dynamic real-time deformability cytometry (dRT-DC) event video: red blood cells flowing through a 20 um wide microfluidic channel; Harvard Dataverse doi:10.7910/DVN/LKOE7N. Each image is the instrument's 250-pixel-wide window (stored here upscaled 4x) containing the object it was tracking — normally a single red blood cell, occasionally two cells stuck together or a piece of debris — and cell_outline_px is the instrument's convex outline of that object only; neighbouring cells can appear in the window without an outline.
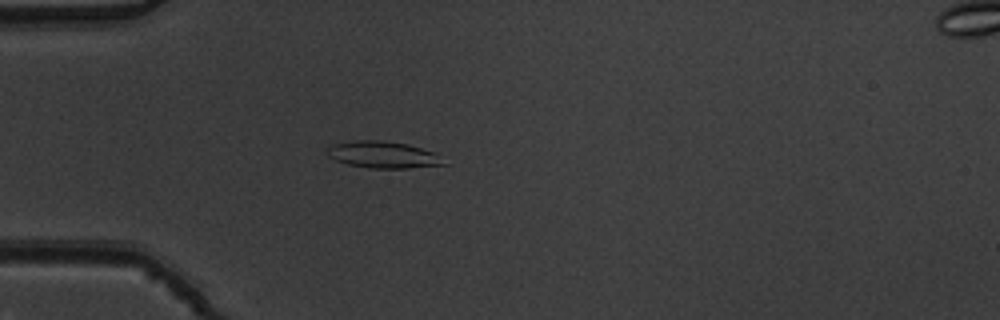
{"species": "common noctule bat (a hibernating species)", "species_latin": "Nyctalus noctula", "temperature_condition": "warm", "stored_images_in_passage": 43, "camera_frame_rate_fps": 3000, "um_per_image_px": 0.085, "animal": {"sex": "male", "body_mass_g": 19.5, "forearm_length_mm": 54.6}, "frame": {"image": 1, "passage_image": 6, "time_ms": 1.667, "image_size_px": [1000, 320], "cell_outline_px": [[448, 164], [408, 168], [368, 168], [348, 164], [336, 160], [328, 156], [324, 152], [332, 144], [352, 140], [384, 140], [408, 144], [432, 152]], "centroid_in_image_um": [32.49, 13.14], "position_along_channel_um": 52.5, "area_um2": 18.15}}
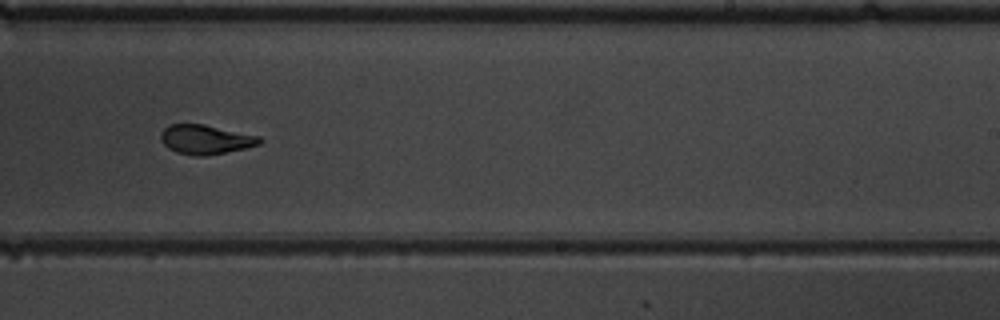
{"frame": {"image": 2, "passage_image": 24, "time_ms": 7.667, "image_size_px": [1000, 320], "cell_outline_px": [[264, 140], [260, 144], [248, 148], [208, 156], [196, 156], [176, 152], [168, 148], [160, 140], [160, 132], [168, 124], [204, 124], [260, 136]], "centroid_in_image_um": [17.49, 11.86], "position_along_channel_um": 271.5, "area_um2": 17.22}}
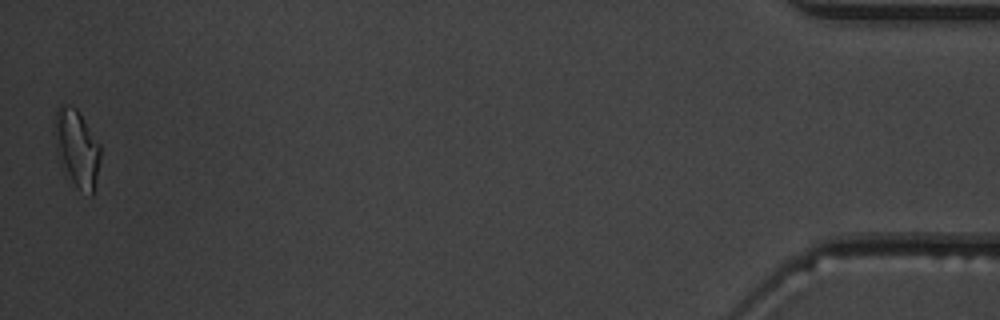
{"frame": {"image": 3, "passage_image": 43, "time_ms": 14.0, "image_size_px": [1000, 320], "cell_outline_px": [[100, 160], [92, 196], [88, 196], [72, 180], [60, 164], [56, 152], [56, 108], [60, 104], [68, 104], [76, 108], [80, 112], [100, 144]], "centroid_in_image_um": [6.55, 12.56], "position_along_channel_um": 428.6, "area_um2": 20.29}, "authors_computed_cell_mechanics": {"area_um2": 17.6868, "velocity_mm_per_s": 3.8585, "shape_relaxation_time_tau1_ms": 5.091, "shape_relaxation_time_tau2_ms": 0.8727, "deformation_change_tau1": 0.1893, "deformation_change_tau2": 0.0595}}